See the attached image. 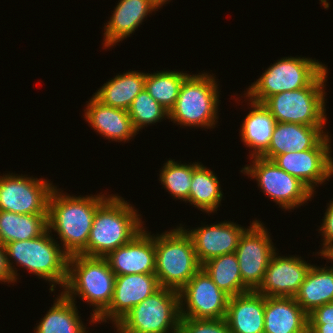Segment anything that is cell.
<instances>
[{
	"label": "cell",
	"instance_id": "23",
	"mask_svg": "<svg viewBox=\"0 0 333 333\" xmlns=\"http://www.w3.org/2000/svg\"><path fill=\"white\" fill-rule=\"evenodd\" d=\"M155 10L150 0H120L104 27L103 49L129 37L149 15L148 13Z\"/></svg>",
	"mask_w": 333,
	"mask_h": 333
},
{
	"label": "cell",
	"instance_id": "35",
	"mask_svg": "<svg viewBox=\"0 0 333 333\" xmlns=\"http://www.w3.org/2000/svg\"><path fill=\"white\" fill-rule=\"evenodd\" d=\"M324 215L320 231L324 239L322 250L318 253L321 256H332L333 255V200Z\"/></svg>",
	"mask_w": 333,
	"mask_h": 333
},
{
	"label": "cell",
	"instance_id": "39",
	"mask_svg": "<svg viewBox=\"0 0 333 333\" xmlns=\"http://www.w3.org/2000/svg\"><path fill=\"white\" fill-rule=\"evenodd\" d=\"M152 5L158 9L159 7L161 8L162 5L166 4L167 1L169 0H150Z\"/></svg>",
	"mask_w": 333,
	"mask_h": 333
},
{
	"label": "cell",
	"instance_id": "19",
	"mask_svg": "<svg viewBox=\"0 0 333 333\" xmlns=\"http://www.w3.org/2000/svg\"><path fill=\"white\" fill-rule=\"evenodd\" d=\"M324 126L276 122L268 150L261 156L273 160L282 153L313 149L328 133Z\"/></svg>",
	"mask_w": 333,
	"mask_h": 333
},
{
	"label": "cell",
	"instance_id": "2",
	"mask_svg": "<svg viewBox=\"0 0 333 333\" xmlns=\"http://www.w3.org/2000/svg\"><path fill=\"white\" fill-rule=\"evenodd\" d=\"M138 211L122 197L110 195L96 210L87 242L88 257L105 258L142 229Z\"/></svg>",
	"mask_w": 333,
	"mask_h": 333
},
{
	"label": "cell",
	"instance_id": "8",
	"mask_svg": "<svg viewBox=\"0 0 333 333\" xmlns=\"http://www.w3.org/2000/svg\"><path fill=\"white\" fill-rule=\"evenodd\" d=\"M180 318L179 291L160 287L116 325L124 333H178Z\"/></svg>",
	"mask_w": 333,
	"mask_h": 333
},
{
	"label": "cell",
	"instance_id": "9",
	"mask_svg": "<svg viewBox=\"0 0 333 333\" xmlns=\"http://www.w3.org/2000/svg\"><path fill=\"white\" fill-rule=\"evenodd\" d=\"M325 64L304 57H284L270 65L267 70L248 87L246 97L263 103L268 97L285 91L307 87L324 69Z\"/></svg>",
	"mask_w": 333,
	"mask_h": 333
},
{
	"label": "cell",
	"instance_id": "3",
	"mask_svg": "<svg viewBox=\"0 0 333 333\" xmlns=\"http://www.w3.org/2000/svg\"><path fill=\"white\" fill-rule=\"evenodd\" d=\"M115 286V273L105 258L81 254L69 256L67 279L62 293L75 302V298L94 306L91 322L109 307ZM75 296V298H74ZM96 307V308H95Z\"/></svg>",
	"mask_w": 333,
	"mask_h": 333
},
{
	"label": "cell",
	"instance_id": "25",
	"mask_svg": "<svg viewBox=\"0 0 333 333\" xmlns=\"http://www.w3.org/2000/svg\"><path fill=\"white\" fill-rule=\"evenodd\" d=\"M323 257L332 263L333 256ZM294 298L307 314L319 306L333 302V267L312 265Z\"/></svg>",
	"mask_w": 333,
	"mask_h": 333
},
{
	"label": "cell",
	"instance_id": "17",
	"mask_svg": "<svg viewBox=\"0 0 333 333\" xmlns=\"http://www.w3.org/2000/svg\"><path fill=\"white\" fill-rule=\"evenodd\" d=\"M105 259L115 276L155 273V235L143 228L127 244L109 253Z\"/></svg>",
	"mask_w": 333,
	"mask_h": 333
},
{
	"label": "cell",
	"instance_id": "31",
	"mask_svg": "<svg viewBox=\"0 0 333 333\" xmlns=\"http://www.w3.org/2000/svg\"><path fill=\"white\" fill-rule=\"evenodd\" d=\"M146 73L145 90L168 112L175 106L182 83L189 75L178 71Z\"/></svg>",
	"mask_w": 333,
	"mask_h": 333
},
{
	"label": "cell",
	"instance_id": "1",
	"mask_svg": "<svg viewBox=\"0 0 333 333\" xmlns=\"http://www.w3.org/2000/svg\"><path fill=\"white\" fill-rule=\"evenodd\" d=\"M109 196L74 197L62 194L55 186L48 204V230L57 232L61 247L69 256H87V242L95 212Z\"/></svg>",
	"mask_w": 333,
	"mask_h": 333
},
{
	"label": "cell",
	"instance_id": "36",
	"mask_svg": "<svg viewBox=\"0 0 333 333\" xmlns=\"http://www.w3.org/2000/svg\"><path fill=\"white\" fill-rule=\"evenodd\" d=\"M308 324H333V302L319 306L309 313Z\"/></svg>",
	"mask_w": 333,
	"mask_h": 333
},
{
	"label": "cell",
	"instance_id": "21",
	"mask_svg": "<svg viewBox=\"0 0 333 333\" xmlns=\"http://www.w3.org/2000/svg\"><path fill=\"white\" fill-rule=\"evenodd\" d=\"M84 115L93 130L108 140L126 142L137 134L128 111L104 105L94 96L89 100Z\"/></svg>",
	"mask_w": 333,
	"mask_h": 333
},
{
	"label": "cell",
	"instance_id": "27",
	"mask_svg": "<svg viewBox=\"0 0 333 333\" xmlns=\"http://www.w3.org/2000/svg\"><path fill=\"white\" fill-rule=\"evenodd\" d=\"M47 216L48 213L17 214L0 210V244L39 237L48 229Z\"/></svg>",
	"mask_w": 333,
	"mask_h": 333
},
{
	"label": "cell",
	"instance_id": "37",
	"mask_svg": "<svg viewBox=\"0 0 333 333\" xmlns=\"http://www.w3.org/2000/svg\"><path fill=\"white\" fill-rule=\"evenodd\" d=\"M0 281L14 283V274L10 268L4 245L0 244Z\"/></svg>",
	"mask_w": 333,
	"mask_h": 333
},
{
	"label": "cell",
	"instance_id": "26",
	"mask_svg": "<svg viewBox=\"0 0 333 333\" xmlns=\"http://www.w3.org/2000/svg\"><path fill=\"white\" fill-rule=\"evenodd\" d=\"M146 73L128 71L104 83L94 97L104 105L129 110L135 97L145 89Z\"/></svg>",
	"mask_w": 333,
	"mask_h": 333
},
{
	"label": "cell",
	"instance_id": "7",
	"mask_svg": "<svg viewBox=\"0 0 333 333\" xmlns=\"http://www.w3.org/2000/svg\"><path fill=\"white\" fill-rule=\"evenodd\" d=\"M326 67L307 87L285 91L268 97L262 104L276 122L307 126H324L326 123L325 81Z\"/></svg>",
	"mask_w": 333,
	"mask_h": 333
},
{
	"label": "cell",
	"instance_id": "10",
	"mask_svg": "<svg viewBox=\"0 0 333 333\" xmlns=\"http://www.w3.org/2000/svg\"><path fill=\"white\" fill-rule=\"evenodd\" d=\"M250 166L240 171L258 181L263 193L285 210L294 209L307 202L314 193L298 178L282 170L273 160L252 157Z\"/></svg>",
	"mask_w": 333,
	"mask_h": 333
},
{
	"label": "cell",
	"instance_id": "28",
	"mask_svg": "<svg viewBox=\"0 0 333 333\" xmlns=\"http://www.w3.org/2000/svg\"><path fill=\"white\" fill-rule=\"evenodd\" d=\"M58 297L35 327L34 333H88L79 318L75 302L62 292Z\"/></svg>",
	"mask_w": 333,
	"mask_h": 333
},
{
	"label": "cell",
	"instance_id": "20",
	"mask_svg": "<svg viewBox=\"0 0 333 333\" xmlns=\"http://www.w3.org/2000/svg\"><path fill=\"white\" fill-rule=\"evenodd\" d=\"M265 296L256 290L229 298L226 321L231 333H264Z\"/></svg>",
	"mask_w": 333,
	"mask_h": 333
},
{
	"label": "cell",
	"instance_id": "22",
	"mask_svg": "<svg viewBox=\"0 0 333 333\" xmlns=\"http://www.w3.org/2000/svg\"><path fill=\"white\" fill-rule=\"evenodd\" d=\"M264 333H308V314L294 297H265Z\"/></svg>",
	"mask_w": 333,
	"mask_h": 333
},
{
	"label": "cell",
	"instance_id": "14",
	"mask_svg": "<svg viewBox=\"0 0 333 333\" xmlns=\"http://www.w3.org/2000/svg\"><path fill=\"white\" fill-rule=\"evenodd\" d=\"M330 137L327 134L313 149L282 153L273 161L288 174L298 178L313 193L317 184H323L333 175Z\"/></svg>",
	"mask_w": 333,
	"mask_h": 333
},
{
	"label": "cell",
	"instance_id": "4",
	"mask_svg": "<svg viewBox=\"0 0 333 333\" xmlns=\"http://www.w3.org/2000/svg\"><path fill=\"white\" fill-rule=\"evenodd\" d=\"M47 229L42 235L29 240L9 242L4 245L10 268L17 280V269L13 268V258L18 266L37 275L40 279L52 282L50 290L53 292L55 285L64 287L67 279L69 255L56 242ZM55 284V285H54Z\"/></svg>",
	"mask_w": 333,
	"mask_h": 333
},
{
	"label": "cell",
	"instance_id": "32",
	"mask_svg": "<svg viewBox=\"0 0 333 333\" xmlns=\"http://www.w3.org/2000/svg\"><path fill=\"white\" fill-rule=\"evenodd\" d=\"M200 165L195 162L193 164H181L173 160H168L162 170H160V181L164 188L169 191L171 196L176 199L187 201L192 182L193 171Z\"/></svg>",
	"mask_w": 333,
	"mask_h": 333
},
{
	"label": "cell",
	"instance_id": "18",
	"mask_svg": "<svg viewBox=\"0 0 333 333\" xmlns=\"http://www.w3.org/2000/svg\"><path fill=\"white\" fill-rule=\"evenodd\" d=\"M183 229L190 236L197 260L202 265L212 258L235 252L247 228L234 222L223 221L197 229Z\"/></svg>",
	"mask_w": 333,
	"mask_h": 333
},
{
	"label": "cell",
	"instance_id": "24",
	"mask_svg": "<svg viewBox=\"0 0 333 333\" xmlns=\"http://www.w3.org/2000/svg\"><path fill=\"white\" fill-rule=\"evenodd\" d=\"M248 101L252 110L242 123L240 135L244 145L253 150L250 158L261 157L268 150L276 120L262 103Z\"/></svg>",
	"mask_w": 333,
	"mask_h": 333
},
{
	"label": "cell",
	"instance_id": "5",
	"mask_svg": "<svg viewBox=\"0 0 333 333\" xmlns=\"http://www.w3.org/2000/svg\"><path fill=\"white\" fill-rule=\"evenodd\" d=\"M200 269L193 242L182 226L155 236V275L160 287L180 291Z\"/></svg>",
	"mask_w": 333,
	"mask_h": 333
},
{
	"label": "cell",
	"instance_id": "13",
	"mask_svg": "<svg viewBox=\"0 0 333 333\" xmlns=\"http://www.w3.org/2000/svg\"><path fill=\"white\" fill-rule=\"evenodd\" d=\"M179 295L181 317L193 319L226 317L230 296L219 289L202 268L179 291Z\"/></svg>",
	"mask_w": 333,
	"mask_h": 333
},
{
	"label": "cell",
	"instance_id": "16",
	"mask_svg": "<svg viewBox=\"0 0 333 333\" xmlns=\"http://www.w3.org/2000/svg\"><path fill=\"white\" fill-rule=\"evenodd\" d=\"M159 288L155 273L115 276L112 301L96 319V323L112 320L114 325L117 324L135 305L140 304Z\"/></svg>",
	"mask_w": 333,
	"mask_h": 333
},
{
	"label": "cell",
	"instance_id": "33",
	"mask_svg": "<svg viewBox=\"0 0 333 333\" xmlns=\"http://www.w3.org/2000/svg\"><path fill=\"white\" fill-rule=\"evenodd\" d=\"M129 116L134 129L138 132L144 126L160 122L163 118L169 119V112L144 89L133 100Z\"/></svg>",
	"mask_w": 333,
	"mask_h": 333
},
{
	"label": "cell",
	"instance_id": "38",
	"mask_svg": "<svg viewBox=\"0 0 333 333\" xmlns=\"http://www.w3.org/2000/svg\"><path fill=\"white\" fill-rule=\"evenodd\" d=\"M308 333H333V324H308Z\"/></svg>",
	"mask_w": 333,
	"mask_h": 333
},
{
	"label": "cell",
	"instance_id": "11",
	"mask_svg": "<svg viewBox=\"0 0 333 333\" xmlns=\"http://www.w3.org/2000/svg\"><path fill=\"white\" fill-rule=\"evenodd\" d=\"M11 173L0 176V210L17 214L48 213L55 188L48 180Z\"/></svg>",
	"mask_w": 333,
	"mask_h": 333
},
{
	"label": "cell",
	"instance_id": "34",
	"mask_svg": "<svg viewBox=\"0 0 333 333\" xmlns=\"http://www.w3.org/2000/svg\"><path fill=\"white\" fill-rule=\"evenodd\" d=\"M178 333H231L225 318L193 319L181 317Z\"/></svg>",
	"mask_w": 333,
	"mask_h": 333
},
{
	"label": "cell",
	"instance_id": "12",
	"mask_svg": "<svg viewBox=\"0 0 333 333\" xmlns=\"http://www.w3.org/2000/svg\"><path fill=\"white\" fill-rule=\"evenodd\" d=\"M275 249L264 224L252 221L235 250L242 281L250 290H256L261 284Z\"/></svg>",
	"mask_w": 333,
	"mask_h": 333
},
{
	"label": "cell",
	"instance_id": "29",
	"mask_svg": "<svg viewBox=\"0 0 333 333\" xmlns=\"http://www.w3.org/2000/svg\"><path fill=\"white\" fill-rule=\"evenodd\" d=\"M201 268L230 297L250 290L242 281L235 252L212 258L202 264Z\"/></svg>",
	"mask_w": 333,
	"mask_h": 333
},
{
	"label": "cell",
	"instance_id": "40",
	"mask_svg": "<svg viewBox=\"0 0 333 333\" xmlns=\"http://www.w3.org/2000/svg\"><path fill=\"white\" fill-rule=\"evenodd\" d=\"M115 327L117 328V332L118 333H124V331L119 327V326H117L116 324H115Z\"/></svg>",
	"mask_w": 333,
	"mask_h": 333
},
{
	"label": "cell",
	"instance_id": "6",
	"mask_svg": "<svg viewBox=\"0 0 333 333\" xmlns=\"http://www.w3.org/2000/svg\"><path fill=\"white\" fill-rule=\"evenodd\" d=\"M215 77L189 74L183 81L169 119L183 126L214 128L218 119L219 92Z\"/></svg>",
	"mask_w": 333,
	"mask_h": 333
},
{
	"label": "cell",
	"instance_id": "30",
	"mask_svg": "<svg viewBox=\"0 0 333 333\" xmlns=\"http://www.w3.org/2000/svg\"><path fill=\"white\" fill-rule=\"evenodd\" d=\"M223 194L218 177L200 164L194 171L187 202L202 212L213 213L221 204Z\"/></svg>",
	"mask_w": 333,
	"mask_h": 333
},
{
	"label": "cell",
	"instance_id": "15",
	"mask_svg": "<svg viewBox=\"0 0 333 333\" xmlns=\"http://www.w3.org/2000/svg\"><path fill=\"white\" fill-rule=\"evenodd\" d=\"M276 254L272 255L256 291L265 297H295L312 265L301 257Z\"/></svg>",
	"mask_w": 333,
	"mask_h": 333
}]
</instances>
